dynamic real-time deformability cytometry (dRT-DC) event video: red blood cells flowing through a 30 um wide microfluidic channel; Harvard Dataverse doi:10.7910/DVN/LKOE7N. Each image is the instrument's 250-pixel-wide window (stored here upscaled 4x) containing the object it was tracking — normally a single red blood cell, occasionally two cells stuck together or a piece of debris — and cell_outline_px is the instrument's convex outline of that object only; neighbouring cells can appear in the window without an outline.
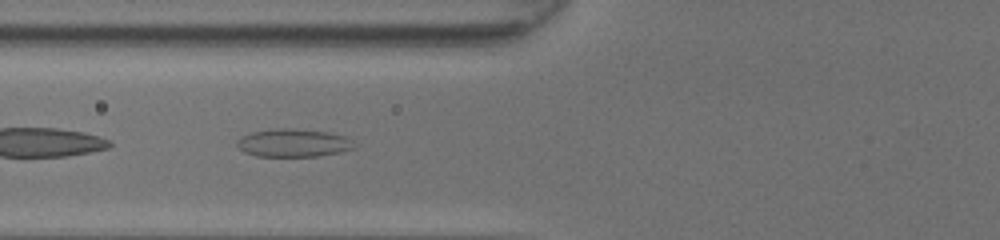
{"species": "common noctule bat (a hibernating species)", "species_latin": "Nyctalus noctula", "temperature_condition": "room temperature", "stored_images_in_passage": 33, "camera_frame_rate_fps": 3000, "um_per_image_px": 0.085, "animal": {"sex": "female", "body_mass_g": 20.0, "forearm_length_mm": 54.0}, "frame": {"image": 1, "passage_image": 4, "time_ms": 1.0, "image_size_px": [1000, 240], "cell_outline_px": [[356, 148], [340, 152], [316, 156], [256, 156], [244, 152], [236, 144], [236, 140], [252, 132], [280, 128], [292, 128], [328, 132], [344, 136]], "centroid_in_image_um": [24.9, 12.15], "position_along_channel_um": 100.9, "area_um2": 18.84}}
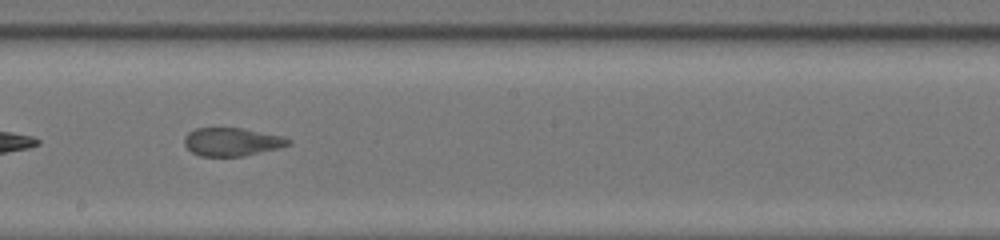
{"frame": {"image": 2, "passage_image": 13, "time_ms": 4.0, "image_size_px": [1000, 240], "cell_outline_px": [[292, 144], [244, 156], [200, 156], [192, 152], [184, 144], [184, 136], [188, 132], [196, 128], [240, 128], [280, 136], [292, 140]], "centroid_in_image_um": [19.67, 12.06], "position_along_channel_um": 228.5, "area_um2": 16.88}}
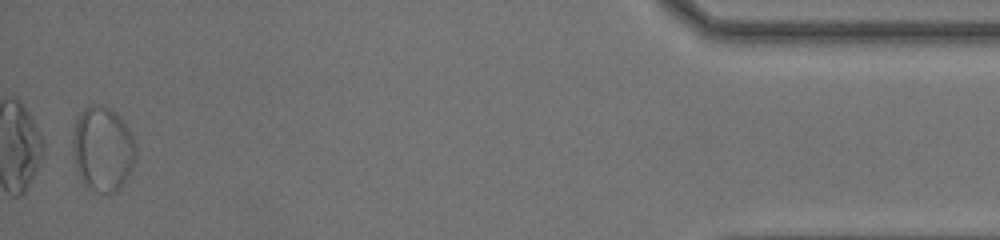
{"frame": {"image": 3, "passage_image": 32, "time_ms": 10.333, "image_size_px": [1000, 240], "cell_outline_px": [[136, 156], [132, 168], [128, 176], [120, 188], [116, 192], [100, 192], [84, 184], [76, 168], [72, 152], [72, 140], [76, 120], [80, 112], [84, 108], [92, 104], [108, 108], [116, 112], [124, 120], [132, 136], [136, 152]], "centroid_in_image_um": [8.73, 12.64], "position_along_channel_um": 426.5, "area_um2": 31.1}}